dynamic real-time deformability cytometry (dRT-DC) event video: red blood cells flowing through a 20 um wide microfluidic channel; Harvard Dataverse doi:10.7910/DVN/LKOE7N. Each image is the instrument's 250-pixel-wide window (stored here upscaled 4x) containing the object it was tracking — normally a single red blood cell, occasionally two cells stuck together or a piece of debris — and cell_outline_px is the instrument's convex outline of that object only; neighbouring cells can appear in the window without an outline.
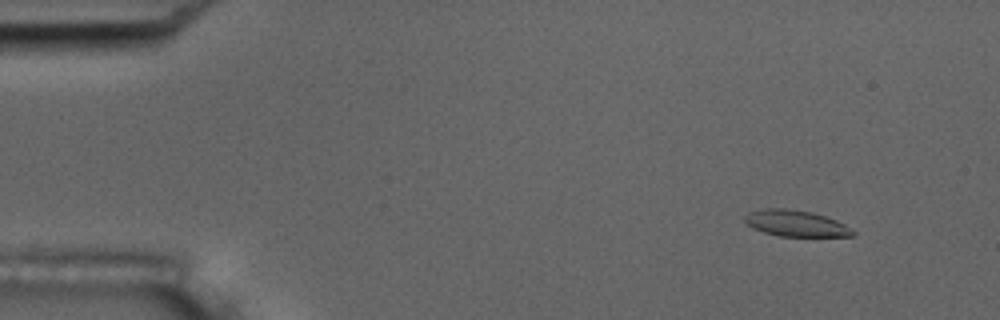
{"species": "common noctule bat (a hibernating species)", "species_latin": "Nyctalus noctula", "temperature_condition": "room temperature", "stored_images_in_passage": 55, "camera_frame_rate_fps": 3000, "um_per_image_px": 0.085, "animal": {"sex": "male", "body_mass_g": 17.5, "forearm_length_mm": 52.3}, "frame": {"image": 1, "passage_image": 6, "time_ms": 1.667, "image_size_px": [1000, 320], "cell_outline_px": [[856, 236], [780, 236], [764, 232], [752, 228], [744, 220], [744, 216], [748, 212], [760, 208], [784, 208], [812, 212], [836, 220], [852, 228], [856, 232]], "centroid_in_image_um": [67.64, 18.98], "position_along_channel_um": 17.4, "area_um2": 16.59}}
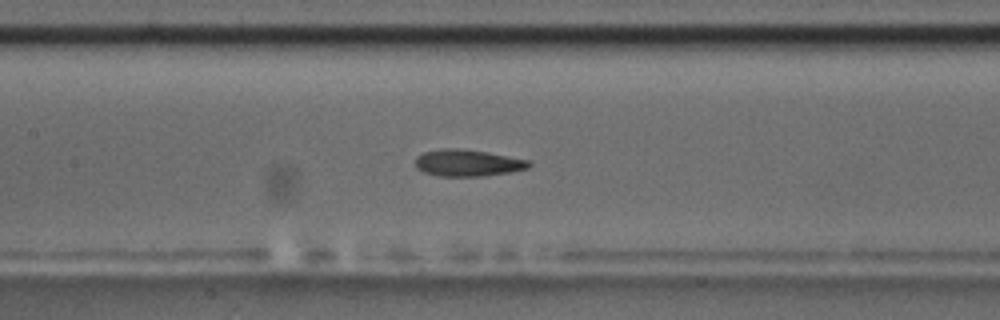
{"frame": {"image": 2, "passage_image": 26, "time_ms": 8.333, "image_size_px": [1000, 320], "cell_outline_px": [[532, 164], [528, 168], [508, 172], [484, 176], [440, 176], [424, 172], [416, 168], [416, 156], [424, 152], [444, 148], [456, 148], [484, 152], [528, 160]], "centroid_in_image_um": [39.72, 13.85], "position_along_channel_um": 167.7, "area_um2": 17.4}}
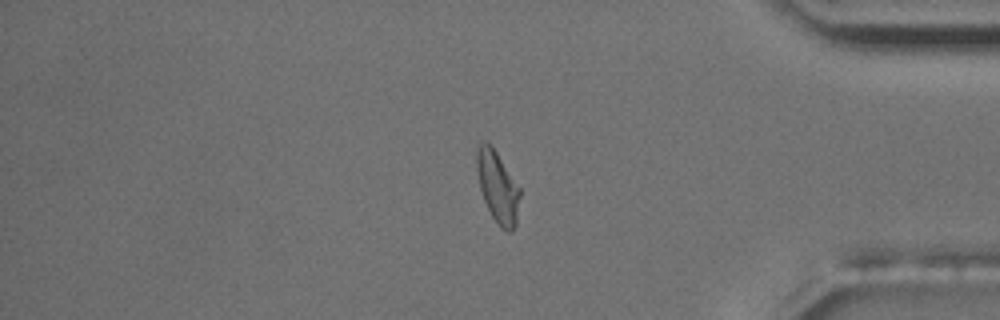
{"frame": {"image": 3, "passage_image": 46, "time_ms": 15.0, "image_size_px": [1000, 320], "cell_outline_px": [[520, 196], [516, 224], [508, 232], [500, 228], [492, 216], [484, 200], [480, 188], [476, 168], [476, 140], [492, 144], [520, 188]], "centroid_in_image_um": [42.27, 15.82], "position_along_channel_um": 392.9, "area_um2": 18.15}, "authors_computed_cell_mechanics": {"area_um2": 17.34, "velocity_mm_per_s": 3.7529, "shape_relaxation_time_tau1_ms": 5.7171, "shape_relaxation_time_tau2_ms": 1.7369, "deformation_change_tau1": 0.176, "deformation_change_tau2": 0.076}}